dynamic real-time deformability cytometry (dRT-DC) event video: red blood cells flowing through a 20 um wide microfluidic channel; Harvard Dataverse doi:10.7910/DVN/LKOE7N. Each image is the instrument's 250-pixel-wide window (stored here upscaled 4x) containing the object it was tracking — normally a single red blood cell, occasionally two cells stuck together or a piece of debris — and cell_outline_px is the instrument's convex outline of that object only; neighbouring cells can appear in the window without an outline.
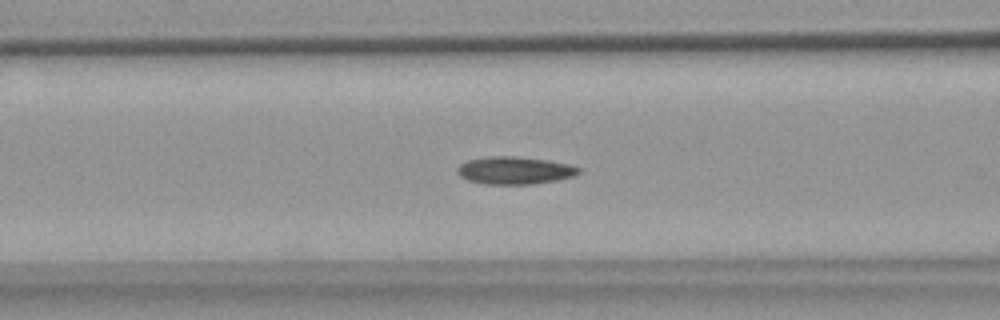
{"species": "common noctule bat (a hibernating species)", "species_latin": "Nyctalus noctula", "temperature_condition": "warm", "stored_images_in_passage": 47, "camera_frame_rate_fps": 3000, "um_per_image_px": 0.085, "animal": {"sex": "female", "body_mass_g": 18.4}, "frame": {"image": 1, "passage_image": 14, "time_ms": 4.333, "image_size_px": [1000, 320], "cell_outline_px": [[580, 172], [576, 176], [556, 180], [532, 184], [484, 184], [468, 180], [460, 176], [456, 172], [456, 168], [460, 164], [468, 160], [488, 156], [516, 156], [548, 160], [568, 164], [580, 168]], "centroid_in_image_um": [43.73, 14.48], "position_along_channel_um": 122.9, "area_um2": 19.59}}
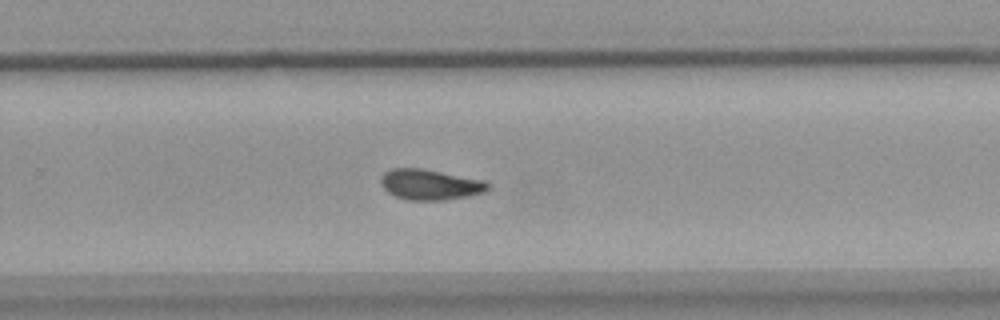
{"frame": {"image": 2, "passage_image": 28, "time_ms": 9.0, "image_size_px": [1000, 320], "cell_outline_px": [[488, 188], [484, 192], [468, 196], [444, 200], [408, 200], [396, 196], [388, 192], [380, 184], [380, 176], [384, 172], [392, 168], [420, 168], [484, 180], [488, 184]], "centroid_in_image_um": [36.51, 15.68], "position_along_channel_um": 293.3, "area_um2": 18.96}}
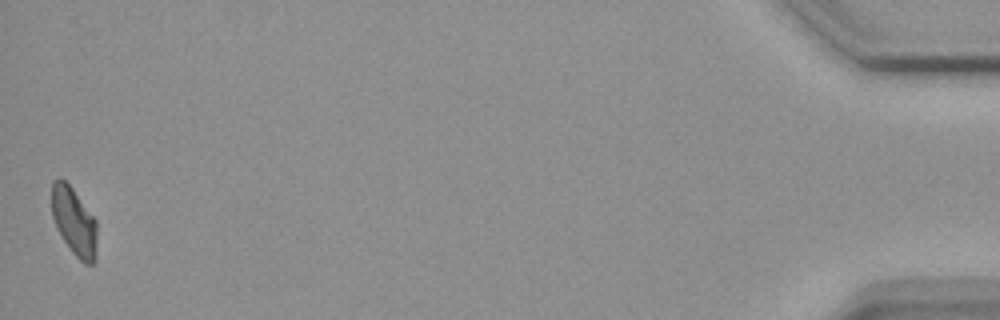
{"frame": {"image": 3, "passage_image": 47, "time_ms": 15.333, "image_size_px": [1000, 320], "cell_outline_px": [[96, 260], [92, 264], [84, 264], [72, 252], [56, 228], [52, 216], [52, 184], [60, 176], [72, 188], [96, 220]], "centroid_in_image_um": [6.3, 18.85], "position_along_channel_um": 428.9, "area_um2": 17.8}, "authors_computed_cell_mechanics": {"area_um2": 18.785, "velocity_mm_per_s": 3.6653, "shape_relaxation_time_tau1_ms": 5.4079, "shape_relaxation_time_tau2_ms": 4.2458, "deformation_change_tau1": 0.1431, "deformation_change_tau2": 0.0974}}